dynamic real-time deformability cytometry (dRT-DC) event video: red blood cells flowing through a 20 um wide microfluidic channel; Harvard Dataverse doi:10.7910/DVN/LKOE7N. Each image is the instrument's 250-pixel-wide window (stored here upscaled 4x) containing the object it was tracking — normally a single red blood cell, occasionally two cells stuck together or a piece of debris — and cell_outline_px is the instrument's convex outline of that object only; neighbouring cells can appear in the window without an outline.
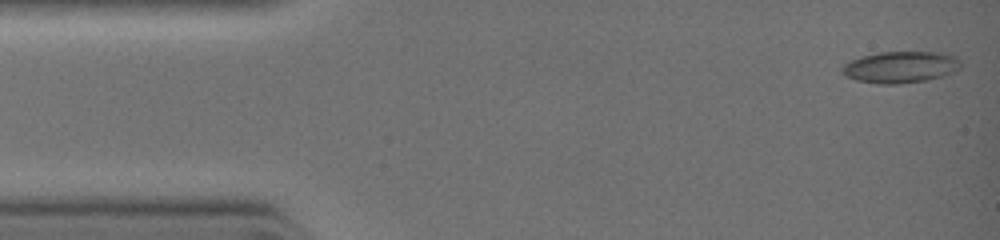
{"species": "common noctule bat (a hibernating species)", "species_latin": "Nyctalus noctula", "temperature_condition": "warm", "stored_images_in_passage": 7, "camera_frame_rate_fps": 3000, "um_per_image_px": 0.085, "animal": {"sex": "female", "body_mass_g": 19.0, "forearm_length_mm": 51.5}, "frame": {"image": 1, "passage_image": 1, "time_ms": 0.0, "image_size_px": [1000, 240], "cell_outline_px": [[960, 68], [952, 72], [928, 80], [896, 84], [880, 84], [856, 80], [844, 76], [840, 72], [840, 68], [844, 64], [852, 60], [864, 56], [880, 52], [932, 52], [956, 56], [960, 60]], "centroid_in_image_um": [76.5, 5.71], "position_along_channel_um": 8.5, "area_um2": 21.68}}
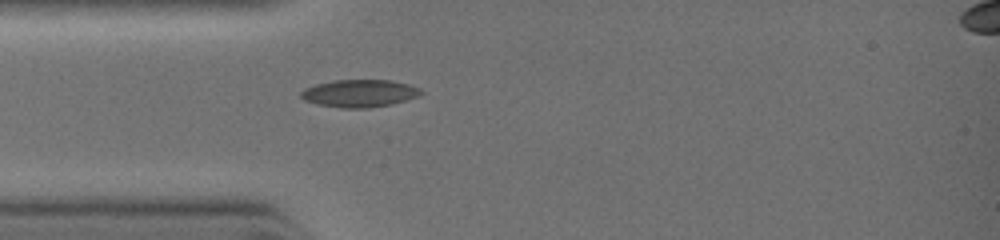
{"frame": {"image": 2, "passage_image": 4, "time_ms": 2.667, "image_size_px": [1000, 240], "cell_outline_px": [[424, 92], [420, 96], [392, 104], [368, 108], [344, 108], [316, 104], [304, 100], [300, 96], [300, 92], [304, 88], [316, 84], [332, 80], [392, 80], [408, 84], [420, 88]], "centroid_in_image_um": [30.56, 7.93], "position_along_channel_um": 54.4, "area_um2": 19.42}}